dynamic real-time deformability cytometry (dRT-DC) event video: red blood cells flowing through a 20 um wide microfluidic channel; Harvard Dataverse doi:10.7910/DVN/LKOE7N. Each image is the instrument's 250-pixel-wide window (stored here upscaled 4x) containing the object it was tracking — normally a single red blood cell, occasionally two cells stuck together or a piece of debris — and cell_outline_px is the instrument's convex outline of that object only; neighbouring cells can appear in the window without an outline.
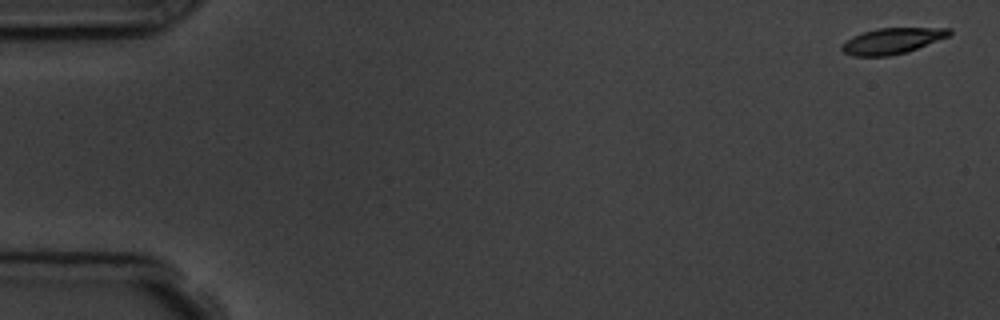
{"species": "common noctule bat (a hibernating species)", "species_latin": "Nyctalus noctula", "temperature_condition": "room temperature", "stored_images_in_passage": 4, "camera_frame_rate_fps": 3000, "um_per_image_px": 0.085, "animal": {"sex": "male", "body_mass_g": 19.5, "forearm_length_mm": 54.6}, "frame": {"image": 1, "passage_image": 1, "time_ms": 0.0, "image_size_px": [1000, 320], "cell_outline_px": [[952, 32], [948, 36], [916, 48], [904, 52], [888, 56], [852, 56], [844, 52], [840, 48], [840, 44], [852, 36], [864, 32], [880, 28], [952, 28]], "centroid_in_image_um": [75.77, 3.47], "position_along_channel_um": 9.2, "area_um2": 15.95}}